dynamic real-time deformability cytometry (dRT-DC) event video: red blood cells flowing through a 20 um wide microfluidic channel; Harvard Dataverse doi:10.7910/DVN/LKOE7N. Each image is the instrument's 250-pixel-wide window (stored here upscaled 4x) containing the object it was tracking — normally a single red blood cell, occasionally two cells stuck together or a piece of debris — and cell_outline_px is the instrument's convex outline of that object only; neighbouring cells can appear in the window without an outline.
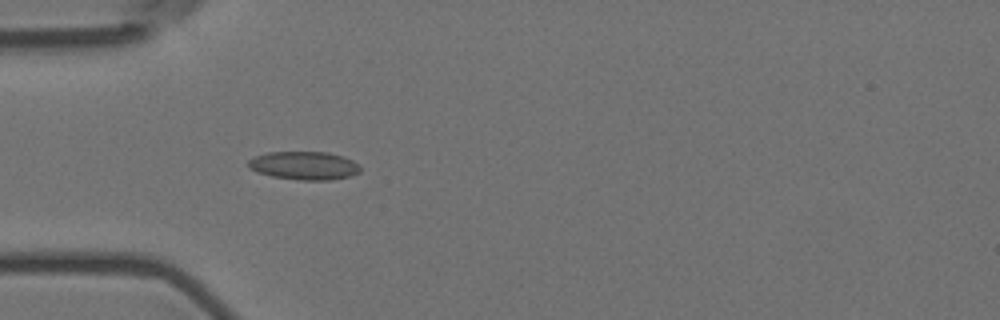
{"species": "Egyptian fruit bat (a non-hibernating species)", "species_latin": "Rousettus aegyptiacus", "temperature_condition": "room temperature", "stored_images_in_passage": 21, "camera_frame_rate_fps": 3000, "um_per_image_px": 0.085, "animal": {"sex": "female"}, "frame": {"image": 1, "passage_image": 8, "time_ms": 2.333, "image_size_px": [1000, 320], "cell_outline_px": [[360, 172], [352, 176], [332, 180], [300, 180], [272, 176], [256, 172], [248, 168], [248, 160], [256, 156], [268, 152], [328, 152], [344, 156], [352, 160], [360, 168]], "centroid_in_image_um": [25.86, 14.08], "position_along_channel_um": 59.1, "area_um2": 18.55}}
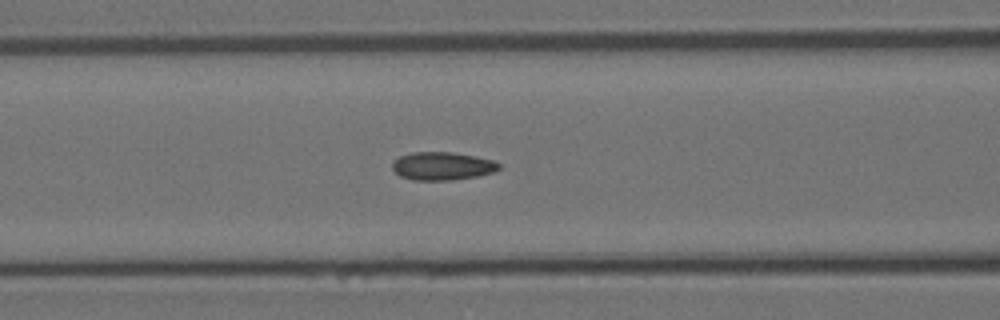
{"frame": {"image": 2, "passage_image": 14, "time_ms": 4.333, "image_size_px": [1000, 320], "cell_outline_px": [[500, 168], [496, 172], [476, 176], [448, 180], [412, 180], [400, 176], [392, 168], [392, 164], [400, 156], [412, 152], [452, 152], [476, 156], [492, 160], [500, 164]], "centroid_in_image_um": [37.61, 14.11], "position_along_channel_um": 129.0, "area_um2": 17.4}}
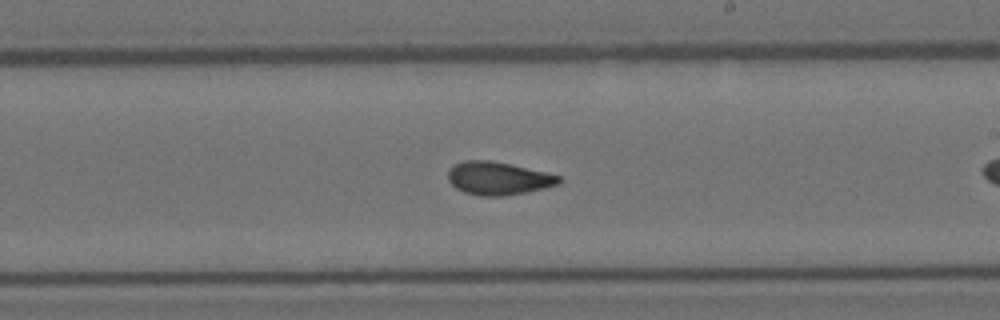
{"frame": {"image": 3, "passage_image": 20, "time_ms": 6.333, "image_size_px": [1000, 320], "cell_outline_px": [[564, 180], [560, 184], [544, 188], [504, 196], [480, 196], [464, 192], [456, 188], [448, 180], [448, 172], [456, 164], [464, 160], [492, 160], [512, 164], [548, 172], [560, 176]], "centroid_in_image_um": [42.39, 15.15], "position_along_channel_um": 246.6, "area_um2": 21.5}}